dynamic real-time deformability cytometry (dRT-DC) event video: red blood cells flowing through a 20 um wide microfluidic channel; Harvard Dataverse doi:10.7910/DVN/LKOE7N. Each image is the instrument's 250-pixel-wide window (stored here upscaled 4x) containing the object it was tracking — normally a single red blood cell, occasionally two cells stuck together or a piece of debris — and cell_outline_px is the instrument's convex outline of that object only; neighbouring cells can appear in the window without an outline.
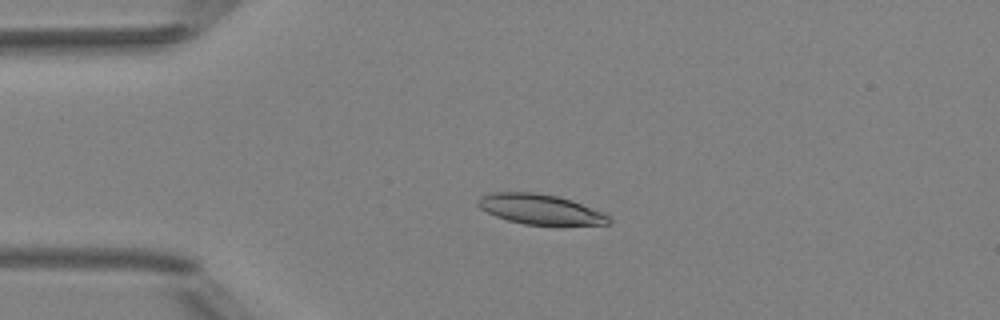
{"species": "Egyptian fruit bat (a non-hibernating species)", "species_latin": "Rousettus aegyptiacus", "temperature_condition": "room temperature", "stored_images_in_passage": 4, "camera_frame_rate_fps": 3000, "um_per_image_px": 0.085, "animal": {"sex": "female"}, "frame": {"image": 1, "passage_image": 3, "time_ms": 2.667, "image_size_px": [1000, 320], "cell_outline_px": [[612, 220], [608, 224], [560, 228], [524, 224], [508, 220], [496, 216], [480, 208], [476, 204], [476, 200], [480, 196], [492, 192], [536, 192], [556, 196], [572, 200], [604, 212]], "centroid_in_image_um": [45.99, 17.84], "position_along_channel_um": 39.0, "area_um2": 23.99}}